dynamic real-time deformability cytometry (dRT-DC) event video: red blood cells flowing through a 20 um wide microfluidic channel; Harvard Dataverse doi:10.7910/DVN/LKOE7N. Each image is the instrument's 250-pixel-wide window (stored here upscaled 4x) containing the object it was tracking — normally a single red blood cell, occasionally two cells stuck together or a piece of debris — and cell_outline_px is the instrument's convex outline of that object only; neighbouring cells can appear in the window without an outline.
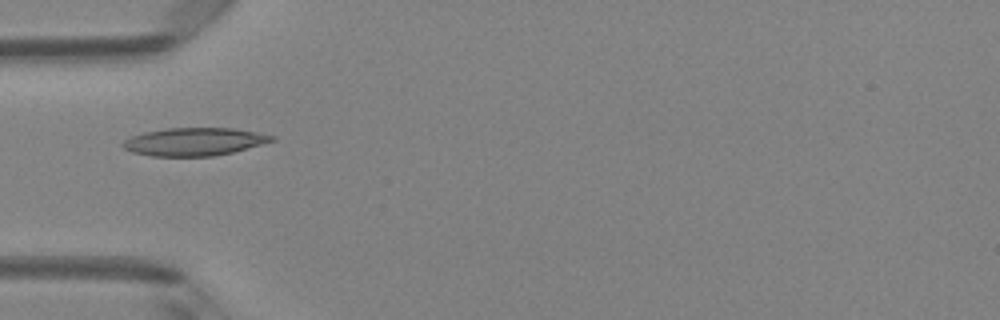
{"species": "Egyptian fruit bat (a non-hibernating species)", "species_latin": "Rousettus aegyptiacus", "temperature_condition": "room temperature", "stored_images_in_passage": 5, "camera_frame_rate_fps": 3000, "um_per_image_px": 0.085, "animal": {"sex": "female"}, "frame": {"image": 1, "passage_image": 4, "time_ms": 1.0, "image_size_px": [1000, 320], "cell_outline_px": [[276, 140], [232, 152], [212, 156], [152, 156], [132, 152], [124, 148], [120, 144], [124, 140], [132, 136], [144, 132], [168, 128], [232, 128], [276, 136]], "centroid_in_image_um": [16.48, 12.04], "position_along_channel_um": 68.5, "area_um2": 24.04}}
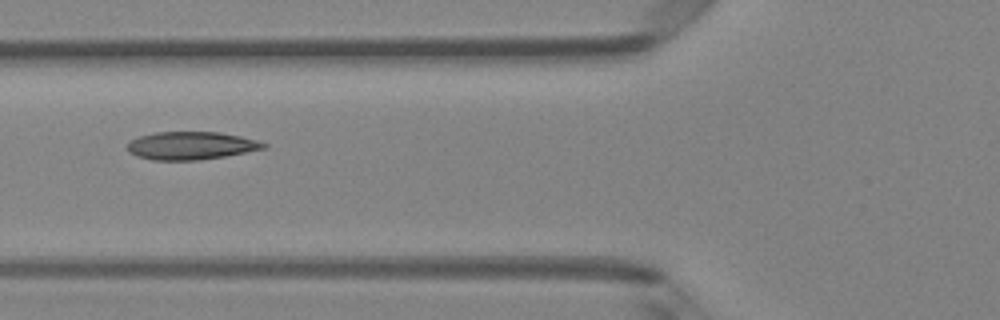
{"frame": {"image": 2, "passage_image": 5, "time_ms": 1.333, "image_size_px": [1000, 320], "cell_outline_px": [[268, 148], [224, 156], [200, 160], [152, 160], [136, 156], [128, 152], [128, 144], [132, 140], [140, 136], [156, 132], [220, 132], [240, 136], [256, 140], [268, 144]], "centroid_in_image_um": [16.26, 12.38], "position_along_channel_um": 109.5, "area_um2": 22.14}}